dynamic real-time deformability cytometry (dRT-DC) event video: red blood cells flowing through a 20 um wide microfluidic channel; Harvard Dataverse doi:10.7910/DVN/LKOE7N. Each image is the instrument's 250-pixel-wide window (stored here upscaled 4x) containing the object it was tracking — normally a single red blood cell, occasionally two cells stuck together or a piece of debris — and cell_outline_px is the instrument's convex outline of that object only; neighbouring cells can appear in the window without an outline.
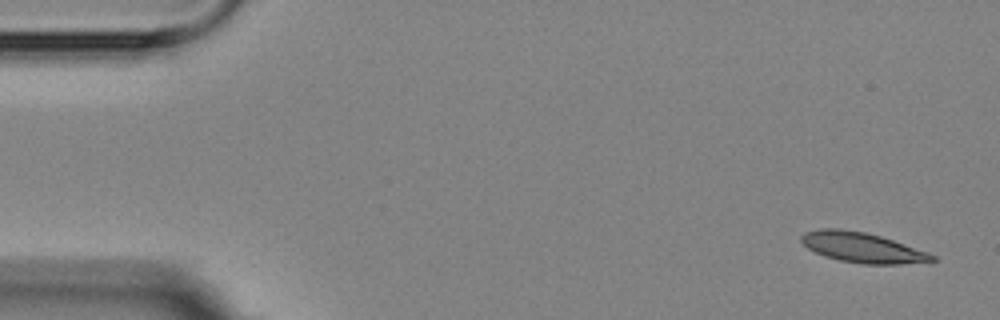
{"species": "Egyptian fruit bat (a non-hibernating species)", "species_latin": "Rousettus aegyptiacus", "temperature_condition": "room temperature", "stored_images_in_passage": 5, "camera_frame_rate_fps": 3000, "um_per_image_px": 0.085, "animal": {"sex": "female"}, "frame": {"image": 1, "passage_image": 1, "time_ms": 0.0, "image_size_px": [1000, 320], "cell_outline_px": [[936, 260], [900, 264], [864, 264], [840, 260], [824, 256], [808, 248], [800, 240], [800, 236], [804, 232], [820, 228], [840, 228], [864, 232], [880, 236], [928, 252], [936, 256]], "centroid_in_image_um": [73.25, 21.03], "position_along_channel_um": 11.7, "area_um2": 22.77}}
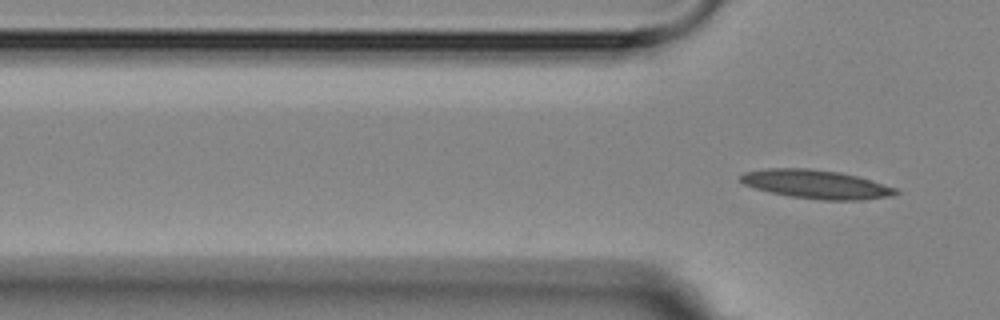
{"frame": {"image": 2, "passage_image": 5, "time_ms": 4.333, "image_size_px": [1000, 320], "cell_outline_px": [[900, 192], [888, 196], [860, 200], [824, 200], [792, 196], [772, 192], [756, 188], [744, 184], [740, 180], [740, 176], [744, 172], [768, 168], [808, 168], [840, 172], [856, 176], [896, 188]], "centroid_in_image_um": [69.35, 15.65], "position_along_channel_um": 56.4, "area_um2": 25.49}}